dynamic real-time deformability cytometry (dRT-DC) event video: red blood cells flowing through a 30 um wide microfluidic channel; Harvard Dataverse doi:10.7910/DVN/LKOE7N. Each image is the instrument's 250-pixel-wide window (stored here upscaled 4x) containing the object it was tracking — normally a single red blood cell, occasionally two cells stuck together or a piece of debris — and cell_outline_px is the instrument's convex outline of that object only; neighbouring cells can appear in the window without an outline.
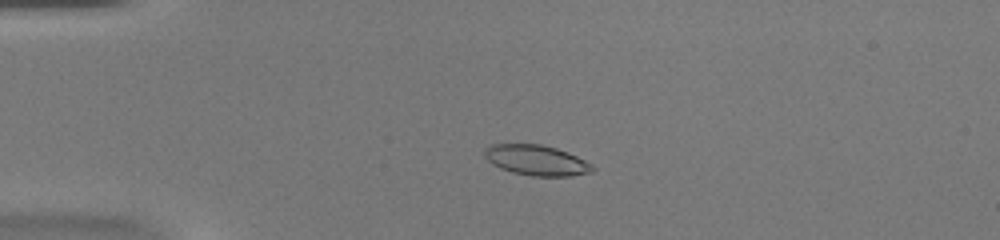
{"species": "common noctule bat (a hibernating species)", "species_latin": "Nyctalus noctula", "temperature_condition": "warm", "stored_images_in_passage": 54, "camera_frame_rate_fps": 3000, "um_per_image_px": 0.085, "animal": {"sex": "female", "body_mass_g": 20.0, "forearm_length_mm": 54.0}, "frame": {"image": 1, "passage_image": 14, "time_ms": 4.333, "image_size_px": [1000, 240], "cell_outline_px": [[596, 168], [592, 172], [568, 176], [532, 176], [512, 172], [500, 168], [492, 164], [484, 156], [484, 148], [492, 144], [540, 144], [556, 148], [568, 152], [592, 164]], "centroid_in_image_um": [45.59, 13.62], "position_along_channel_um": 39.4, "area_um2": 19.13}}
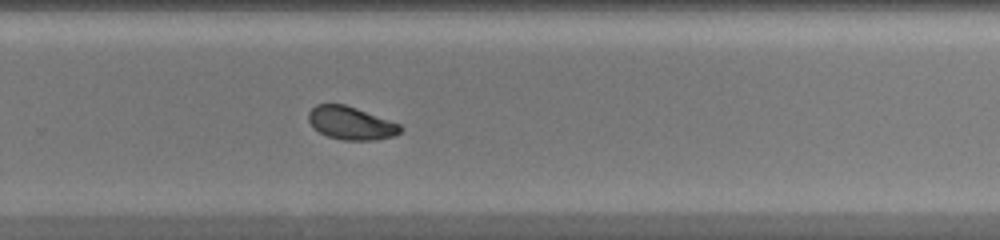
{"frame": {"image": 2, "passage_image": 37, "time_ms": 12.0, "image_size_px": [1000, 240], "cell_outline_px": [[404, 128], [396, 136], [376, 140], [344, 140], [328, 136], [312, 128], [308, 120], [308, 112], [316, 104], [344, 104], [356, 108], [400, 124]], "centroid_in_image_um": [29.83, 10.47], "position_along_channel_um": 300.0, "area_um2": 17.74}}
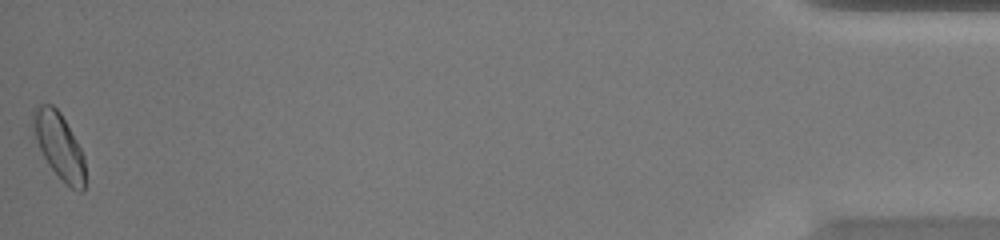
{"frame": {"image": 3, "passage_image": 54, "time_ms": 17.667, "image_size_px": [1000, 240], "cell_outline_px": [[84, 188], [80, 192], [64, 184], [48, 164], [36, 140], [32, 128], [32, 108], [40, 104], [52, 104], [60, 112], [76, 140], [84, 156]], "centroid_in_image_um": [4.99, 12.37], "position_along_channel_um": 430.2, "area_um2": 19.88}, "authors_computed_cell_mechanics": {"area_um2": 18.4671, "velocity_mm_per_s": 3.9254, "shape_relaxation_time_tau1_ms": 5.191, "shape_relaxation_time_tau2_ms": 1.8716, "deformation_change_tau1": 0.1393, "deformation_change_tau2": 0.055}}